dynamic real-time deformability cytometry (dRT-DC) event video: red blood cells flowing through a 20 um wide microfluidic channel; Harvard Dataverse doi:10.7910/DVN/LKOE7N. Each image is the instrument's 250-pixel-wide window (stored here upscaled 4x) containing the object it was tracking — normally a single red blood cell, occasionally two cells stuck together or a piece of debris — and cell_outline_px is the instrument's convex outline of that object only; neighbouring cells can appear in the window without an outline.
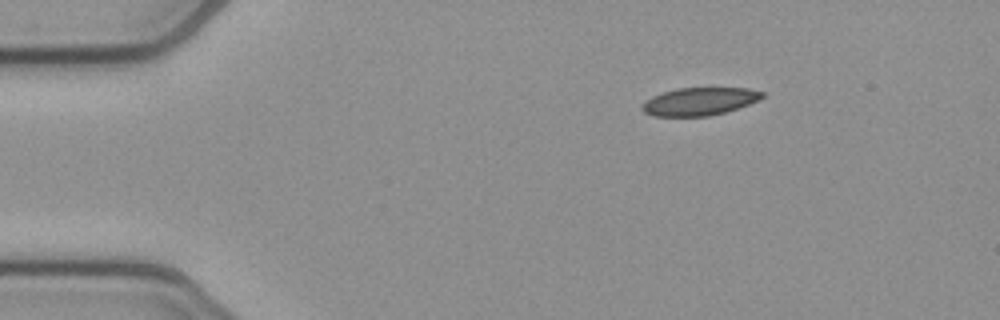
{"species": "common noctule bat (a hibernating species)", "species_latin": "Nyctalus noctula", "temperature_condition": "cold", "stored_images_in_passage": 46, "camera_frame_rate_fps": 3000, "um_per_image_px": 0.085, "animal": {"sex": "female", "body_mass_g": 21.9}, "frame": {"image": 1, "passage_image": 1, "time_ms": 0.0, "image_size_px": [1000, 320], "cell_outline_px": [[764, 96], [748, 104], [724, 112], [708, 116], [652, 116], [644, 112], [640, 108], [640, 104], [652, 96], [676, 88], [748, 88], [764, 92]], "centroid_in_image_um": [59.39, 8.62], "position_along_channel_um": 25.6, "area_um2": 19.36}}
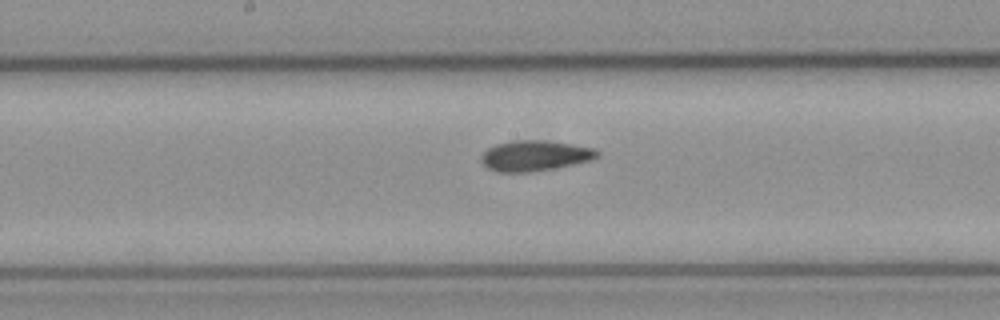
{"frame": {"image": 2, "passage_image": 20, "time_ms": 6.333, "image_size_px": [1000, 320], "cell_outline_px": [[600, 156], [592, 160], [556, 168], [532, 172], [496, 172], [488, 168], [480, 160], [480, 156], [488, 148], [496, 144], [512, 140], [540, 140], [572, 144], [596, 148], [600, 152]], "centroid_in_image_um": [45.48, 13.24], "position_along_channel_um": 202.7, "area_um2": 20.87}}
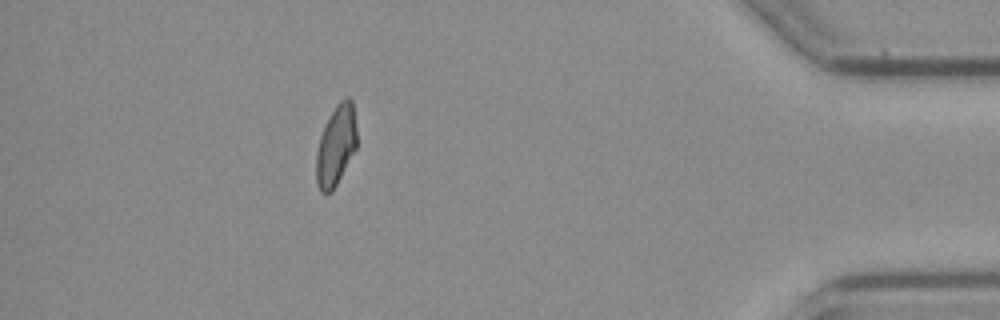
{"frame": {"image": 3, "passage_image": 40, "time_ms": 13.0, "image_size_px": [1000, 320], "cell_outline_px": [[356, 148], [332, 192], [320, 192], [316, 184], [316, 152], [320, 136], [336, 104], [340, 100], [348, 96], [352, 100], [356, 128]], "centroid_in_image_um": [28.55, 12.38], "position_along_channel_um": 406.7, "area_um2": 18.79}, "authors_computed_cell_mechanics": {"area_um2": 20.1433, "velocity_mm_per_s": 3.8522, "shape_relaxation_time_tau1_ms": null, "shape_relaxation_time_tau2_ms": 3.094, "deformation_change_tau1": null, "deformation_change_tau2": 0.0747}}